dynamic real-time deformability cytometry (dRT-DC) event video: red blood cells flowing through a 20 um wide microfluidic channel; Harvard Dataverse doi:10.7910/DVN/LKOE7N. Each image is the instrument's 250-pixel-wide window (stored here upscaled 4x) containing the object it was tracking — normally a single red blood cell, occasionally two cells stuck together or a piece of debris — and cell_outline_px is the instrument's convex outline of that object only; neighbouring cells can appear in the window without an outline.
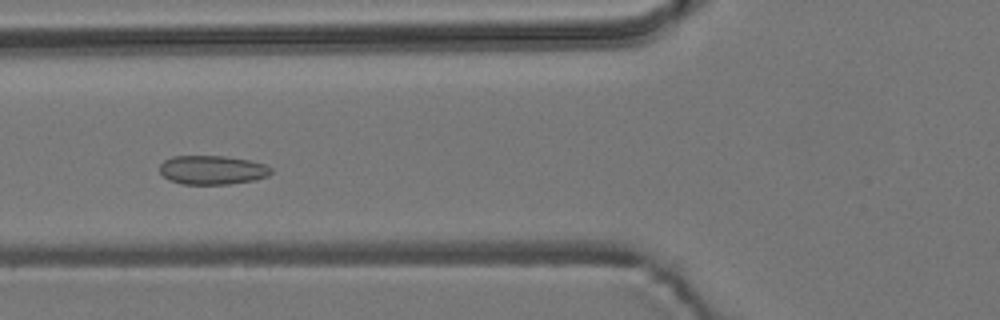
{"species": "common noctule bat (a hibernating species)", "species_latin": "Nyctalus noctula", "temperature_condition": "room temperature", "stored_images_in_passage": 33, "camera_frame_rate_fps": 3000, "um_per_image_px": 0.085, "animal": {"sex": "male", "body_mass_g": 19.2, "forearm_length_mm": 51.8}, "frame": {"image": 1, "passage_image": 18, "time_ms": 5.667, "image_size_px": [1000, 320], "cell_outline_px": [[272, 172], [268, 176], [256, 180], [228, 184], [180, 184], [168, 180], [160, 172], [160, 164], [164, 160], [172, 156], [224, 156], [248, 160], [264, 164], [272, 168]], "centroid_in_image_um": [18.04, 14.45], "position_along_channel_um": 107.8, "area_um2": 18.9}}
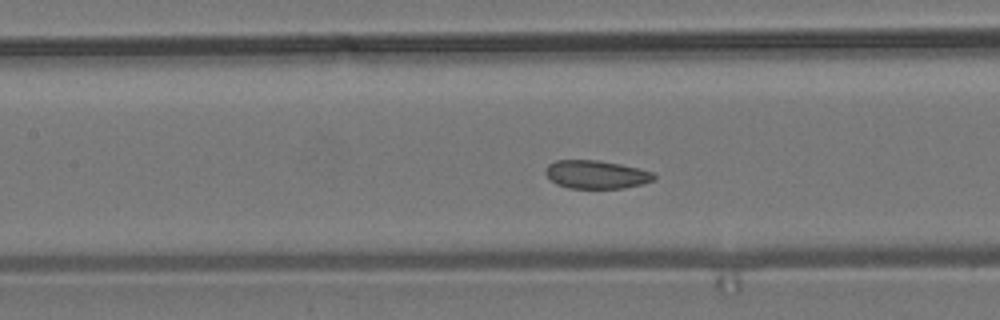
{"frame": {"image": 2, "passage_image": 22, "time_ms": 7.0, "image_size_px": [1000, 320], "cell_outline_px": [[656, 180], [644, 184], [624, 188], [568, 188], [556, 184], [544, 172], [548, 164], [556, 160], [596, 160], [620, 164], [652, 172], [656, 176]], "centroid_in_image_um": [50.69, 14.84], "position_along_channel_um": 156.7, "area_um2": 17.86}}